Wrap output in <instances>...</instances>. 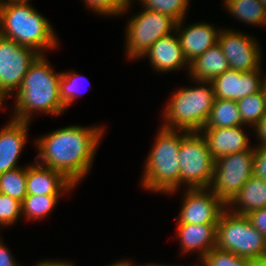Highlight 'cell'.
Wrapping results in <instances>:
<instances>
[{"mask_svg":"<svg viewBox=\"0 0 266 266\" xmlns=\"http://www.w3.org/2000/svg\"><path fill=\"white\" fill-rule=\"evenodd\" d=\"M5 95H4V93L0 90V108H1V105H2V103H3V101H4V99H5Z\"/></svg>","mask_w":266,"mask_h":266,"instance_id":"cell-41","label":"cell"},{"mask_svg":"<svg viewBox=\"0 0 266 266\" xmlns=\"http://www.w3.org/2000/svg\"><path fill=\"white\" fill-rule=\"evenodd\" d=\"M233 204H238L241 207L237 210H231V212L240 215H247L252 211L265 208L266 181L252 176L227 206H232Z\"/></svg>","mask_w":266,"mask_h":266,"instance_id":"cell-21","label":"cell"},{"mask_svg":"<svg viewBox=\"0 0 266 266\" xmlns=\"http://www.w3.org/2000/svg\"><path fill=\"white\" fill-rule=\"evenodd\" d=\"M210 192L208 193L207 188L188 189L178 224H218L221 214L228 208Z\"/></svg>","mask_w":266,"mask_h":266,"instance_id":"cell-11","label":"cell"},{"mask_svg":"<svg viewBox=\"0 0 266 266\" xmlns=\"http://www.w3.org/2000/svg\"><path fill=\"white\" fill-rule=\"evenodd\" d=\"M259 1H261L264 7L266 8V0H259Z\"/></svg>","mask_w":266,"mask_h":266,"instance_id":"cell-43","label":"cell"},{"mask_svg":"<svg viewBox=\"0 0 266 266\" xmlns=\"http://www.w3.org/2000/svg\"><path fill=\"white\" fill-rule=\"evenodd\" d=\"M0 192L22 202L27 195V167L0 174Z\"/></svg>","mask_w":266,"mask_h":266,"instance_id":"cell-24","label":"cell"},{"mask_svg":"<svg viewBox=\"0 0 266 266\" xmlns=\"http://www.w3.org/2000/svg\"><path fill=\"white\" fill-rule=\"evenodd\" d=\"M259 69L251 71L226 70L212 81L215 99L238 101L261 91L263 81Z\"/></svg>","mask_w":266,"mask_h":266,"instance_id":"cell-13","label":"cell"},{"mask_svg":"<svg viewBox=\"0 0 266 266\" xmlns=\"http://www.w3.org/2000/svg\"><path fill=\"white\" fill-rule=\"evenodd\" d=\"M37 266H73L71 263L69 262H61V261H44V262H41L39 264H37Z\"/></svg>","mask_w":266,"mask_h":266,"instance_id":"cell-36","label":"cell"},{"mask_svg":"<svg viewBox=\"0 0 266 266\" xmlns=\"http://www.w3.org/2000/svg\"><path fill=\"white\" fill-rule=\"evenodd\" d=\"M0 35L41 55L57 45L50 23L29 3H0Z\"/></svg>","mask_w":266,"mask_h":266,"instance_id":"cell-3","label":"cell"},{"mask_svg":"<svg viewBox=\"0 0 266 266\" xmlns=\"http://www.w3.org/2000/svg\"><path fill=\"white\" fill-rule=\"evenodd\" d=\"M183 252L199 250L201 259L216 247L217 224H178Z\"/></svg>","mask_w":266,"mask_h":266,"instance_id":"cell-19","label":"cell"},{"mask_svg":"<svg viewBox=\"0 0 266 266\" xmlns=\"http://www.w3.org/2000/svg\"><path fill=\"white\" fill-rule=\"evenodd\" d=\"M257 132V137L260 139L261 144L259 147H266V114L264 117L254 126Z\"/></svg>","mask_w":266,"mask_h":266,"instance_id":"cell-34","label":"cell"},{"mask_svg":"<svg viewBox=\"0 0 266 266\" xmlns=\"http://www.w3.org/2000/svg\"><path fill=\"white\" fill-rule=\"evenodd\" d=\"M218 44L226 56L230 69L242 72L260 69V49L252 37L237 31L221 30Z\"/></svg>","mask_w":266,"mask_h":266,"instance_id":"cell-12","label":"cell"},{"mask_svg":"<svg viewBox=\"0 0 266 266\" xmlns=\"http://www.w3.org/2000/svg\"><path fill=\"white\" fill-rule=\"evenodd\" d=\"M182 22H176L166 14L144 8L127 24V55L130 58L143 57L158 39L169 35L171 30L174 31L173 29L179 31Z\"/></svg>","mask_w":266,"mask_h":266,"instance_id":"cell-9","label":"cell"},{"mask_svg":"<svg viewBox=\"0 0 266 266\" xmlns=\"http://www.w3.org/2000/svg\"><path fill=\"white\" fill-rule=\"evenodd\" d=\"M179 160L180 185L186 183L189 189L210 188L214 178V159L203 135L189 132L182 139Z\"/></svg>","mask_w":266,"mask_h":266,"instance_id":"cell-7","label":"cell"},{"mask_svg":"<svg viewBox=\"0 0 266 266\" xmlns=\"http://www.w3.org/2000/svg\"><path fill=\"white\" fill-rule=\"evenodd\" d=\"M242 125L237 101L215 99L204 128H231Z\"/></svg>","mask_w":266,"mask_h":266,"instance_id":"cell-22","label":"cell"},{"mask_svg":"<svg viewBox=\"0 0 266 266\" xmlns=\"http://www.w3.org/2000/svg\"><path fill=\"white\" fill-rule=\"evenodd\" d=\"M22 214L21 202L0 192V224L7 226L14 223Z\"/></svg>","mask_w":266,"mask_h":266,"instance_id":"cell-29","label":"cell"},{"mask_svg":"<svg viewBox=\"0 0 266 266\" xmlns=\"http://www.w3.org/2000/svg\"><path fill=\"white\" fill-rule=\"evenodd\" d=\"M40 55L0 35V90L5 96L18 90L29 67Z\"/></svg>","mask_w":266,"mask_h":266,"instance_id":"cell-10","label":"cell"},{"mask_svg":"<svg viewBox=\"0 0 266 266\" xmlns=\"http://www.w3.org/2000/svg\"><path fill=\"white\" fill-rule=\"evenodd\" d=\"M250 266H266V256L250 259Z\"/></svg>","mask_w":266,"mask_h":266,"instance_id":"cell-37","label":"cell"},{"mask_svg":"<svg viewBox=\"0 0 266 266\" xmlns=\"http://www.w3.org/2000/svg\"><path fill=\"white\" fill-rule=\"evenodd\" d=\"M201 261L203 266H250V259L239 257L216 247L206 254Z\"/></svg>","mask_w":266,"mask_h":266,"instance_id":"cell-28","label":"cell"},{"mask_svg":"<svg viewBox=\"0 0 266 266\" xmlns=\"http://www.w3.org/2000/svg\"><path fill=\"white\" fill-rule=\"evenodd\" d=\"M0 266H17L12 256L10 255L9 250L2 245L0 240Z\"/></svg>","mask_w":266,"mask_h":266,"instance_id":"cell-35","label":"cell"},{"mask_svg":"<svg viewBox=\"0 0 266 266\" xmlns=\"http://www.w3.org/2000/svg\"><path fill=\"white\" fill-rule=\"evenodd\" d=\"M0 3H24V4H28V0H1Z\"/></svg>","mask_w":266,"mask_h":266,"instance_id":"cell-38","label":"cell"},{"mask_svg":"<svg viewBox=\"0 0 266 266\" xmlns=\"http://www.w3.org/2000/svg\"><path fill=\"white\" fill-rule=\"evenodd\" d=\"M254 149L228 154L214 160L210 189L226 206L253 176Z\"/></svg>","mask_w":266,"mask_h":266,"instance_id":"cell-8","label":"cell"},{"mask_svg":"<svg viewBox=\"0 0 266 266\" xmlns=\"http://www.w3.org/2000/svg\"><path fill=\"white\" fill-rule=\"evenodd\" d=\"M253 176L266 181V147L254 149Z\"/></svg>","mask_w":266,"mask_h":266,"instance_id":"cell-32","label":"cell"},{"mask_svg":"<svg viewBox=\"0 0 266 266\" xmlns=\"http://www.w3.org/2000/svg\"><path fill=\"white\" fill-rule=\"evenodd\" d=\"M216 248L239 257L256 259L266 256V239L246 215L225 209L216 227Z\"/></svg>","mask_w":266,"mask_h":266,"instance_id":"cell-6","label":"cell"},{"mask_svg":"<svg viewBox=\"0 0 266 266\" xmlns=\"http://www.w3.org/2000/svg\"><path fill=\"white\" fill-rule=\"evenodd\" d=\"M242 124L255 126L266 114L265 101L262 92L248 95L237 101Z\"/></svg>","mask_w":266,"mask_h":266,"instance_id":"cell-25","label":"cell"},{"mask_svg":"<svg viewBox=\"0 0 266 266\" xmlns=\"http://www.w3.org/2000/svg\"><path fill=\"white\" fill-rule=\"evenodd\" d=\"M227 10L238 19L255 25H266V8L259 0H225Z\"/></svg>","mask_w":266,"mask_h":266,"instance_id":"cell-23","label":"cell"},{"mask_svg":"<svg viewBox=\"0 0 266 266\" xmlns=\"http://www.w3.org/2000/svg\"><path fill=\"white\" fill-rule=\"evenodd\" d=\"M150 57L152 66L158 71H171L190 63L184 56L183 50L177 37L172 34L166 35L158 39L144 56Z\"/></svg>","mask_w":266,"mask_h":266,"instance_id":"cell-18","label":"cell"},{"mask_svg":"<svg viewBox=\"0 0 266 266\" xmlns=\"http://www.w3.org/2000/svg\"><path fill=\"white\" fill-rule=\"evenodd\" d=\"M180 31L178 39L189 63L216 45L220 34V30L216 31L212 25L205 23L190 25Z\"/></svg>","mask_w":266,"mask_h":266,"instance_id":"cell-17","label":"cell"},{"mask_svg":"<svg viewBox=\"0 0 266 266\" xmlns=\"http://www.w3.org/2000/svg\"><path fill=\"white\" fill-rule=\"evenodd\" d=\"M261 92H262L263 97H264L265 108H266V77H265V79H263V84L261 86Z\"/></svg>","mask_w":266,"mask_h":266,"instance_id":"cell-39","label":"cell"},{"mask_svg":"<svg viewBox=\"0 0 266 266\" xmlns=\"http://www.w3.org/2000/svg\"><path fill=\"white\" fill-rule=\"evenodd\" d=\"M83 78L81 75L70 72V73H61L59 80L60 88V99L65 109L73 102L76 94H78V80ZM80 95V94H79Z\"/></svg>","mask_w":266,"mask_h":266,"instance_id":"cell-30","label":"cell"},{"mask_svg":"<svg viewBox=\"0 0 266 266\" xmlns=\"http://www.w3.org/2000/svg\"><path fill=\"white\" fill-rule=\"evenodd\" d=\"M28 123L12 118L0 131V174L18 168L16 162L27 139Z\"/></svg>","mask_w":266,"mask_h":266,"instance_id":"cell-16","label":"cell"},{"mask_svg":"<svg viewBox=\"0 0 266 266\" xmlns=\"http://www.w3.org/2000/svg\"><path fill=\"white\" fill-rule=\"evenodd\" d=\"M74 186L60 171L36 162L27 166V195H62Z\"/></svg>","mask_w":266,"mask_h":266,"instance_id":"cell-14","label":"cell"},{"mask_svg":"<svg viewBox=\"0 0 266 266\" xmlns=\"http://www.w3.org/2000/svg\"><path fill=\"white\" fill-rule=\"evenodd\" d=\"M103 128L68 126L38 139V156L45 165L63 173L75 185L88 173Z\"/></svg>","mask_w":266,"mask_h":266,"instance_id":"cell-1","label":"cell"},{"mask_svg":"<svg viewBox=\"0 0 266 266\" xmlns=\"http://www.w3.org/2000/svg\"><path fill=\"white\" fill-rule=\"evenodd\" d=\"M44 55H40L29 67L17 91L15 120L29 122L32 112L43 111L52 115L65 110L60 99L59 80Z\"/></svg>","mask_w":266,"mask_h":266,"instance_id":"cell-2","label":"cell"},{"mask_svg":"<svg viewBox=\"0 0 266 266\" xmlns=\"http://www.w3.org/2000/svg\"><path fill=\"white\" fill-rule=\"evenodd\" d=\"M241 126L231 128H203L201 134L206 139L211 156L214 160L219 157L249 150L247 134Z\"/></svg>","mask_w":266,"mask_h":266,"instance_id":"cell-15","label":"cell"},{"mask_svg":"<svg viewBox=\"0 0 266 266\" xmlns=\"http://www.w3.org/2000/svg\"><path fill=\"white\" fill-rule=\"evenodd\" d=\"M187 68L190 69L189 74L193 79L198 81L196 83H200L201 81H212L216 76L229 70L230 66L217 43L202 55L196 57Z\"/></svg>","mask_w":266,"mask_h":266,"instance_id":"cell-20","label":"cell"},{"mask_svg":"<svg viewBox=\"0 0 266 266\" xmlns=\"http://www.w3.org/2000/svg\"><path fill=\"white\" fill-rule=\"evenodd\" d=\"M60 195H26L21 202L22 213L28 219L45 217L57 204Z\"/></svg>","mask_w":266,"mask_h":266,"instance_id":"cell-26","label":"cell"},{"mask_svg":"<svg viewBox=\"0 0 266 266\" xmlns=\"http://www.w3.org/2000/svg\"><path fill=\"white\" fill-rule=\"evenodd\" d=\"M251 224L260 231L266 239V207L252 211L246 215Z\"/></svg>","mask_w":266,"mask_h":266,"instance_id":"cell-33","label":"cell"},{"mask_svg":"<svg viewBox=\"0 0 266 266\" xmlns=\"http://www.w3.org/2000/svg\"><path fill=\"white\" fill-rule=\"evenodd\" d=\"M144 8L166 14L176 22L182 21L187 10L188 0H140Z\"/></svg>","mask_w":266,"mask_h":266,"instance_id":"cell-27","label":"cell"},{"mask_svg":"<svg viewBox=\"0 0 266 266\" xmlns=\"http://www.w3.org/2000/svg\"><path fill=\"white\" fill-rule=\"evenodd\" d=\"M92 10L105 15H118L128 10L130 0H84Z\"/></svg>","mask_w":266,"mask_h":266,"instance_id":"cell-31","label":"cell"},{"mask_svg":"<svg viewBox=\"0 0 266 266\" xmlns=\"http://www.w3.org/2000/svg\"><path fill=\"white\" fill-rule=\"evenodd\" d=\"M208 86L182 88L174 93L167 104L164 117L166 124L162 127L187 132L201 131L209 117L215 101L211 81H201Z\"/></svg>","mask_w":266,"mask_h":266,"instance_id":"cell-5","label":"cell"},{"mask_svg":"<svg viewBox=\"0 0 266 266\" xmlns=\"http://www.w3.org/2000/svg\"><path fill=\"white\" fill-rule=\"evenodd\" d=\"M132 264H130V262H129V264L127 265V266H131ZM133 266V265H132ZM146 266V265H145ZM147 266H165V265H153V264H151V265H147ZM174 266V265H173Z\"/></svg>","mask_w":266,"mask_h":266,"instance_id":"cell-42","label":"cell"},{"mask_svg":"<svg viewBox=\"0 0 266 266\" xmlns=\"http://www.w3.org/2000/svg\"><path fill=\"white\" fill-rule=\"evenodd\" d=\"M129 264L128 261H120L115 264L109 265V266H127Z\"/></svg>","mask_w":266,"mask_h":266,"instance_id":"cell-40","label":"cell"},{"mask_svg":"<svg viewBox=\"0 0 266 266\" xmlns=\"http://www.w3.org/2000/svg\"><path fill=\"white\" fill-rule=\"evenodd\" d=\"M176 130L160 128L145 164L143 186L148 190L170 193L180 186L179 149L182 139Z\"/></svg>","mask_w":266,"mask_h":266,"instance_id":"cell-4","label":"cell"}]
</instances>
